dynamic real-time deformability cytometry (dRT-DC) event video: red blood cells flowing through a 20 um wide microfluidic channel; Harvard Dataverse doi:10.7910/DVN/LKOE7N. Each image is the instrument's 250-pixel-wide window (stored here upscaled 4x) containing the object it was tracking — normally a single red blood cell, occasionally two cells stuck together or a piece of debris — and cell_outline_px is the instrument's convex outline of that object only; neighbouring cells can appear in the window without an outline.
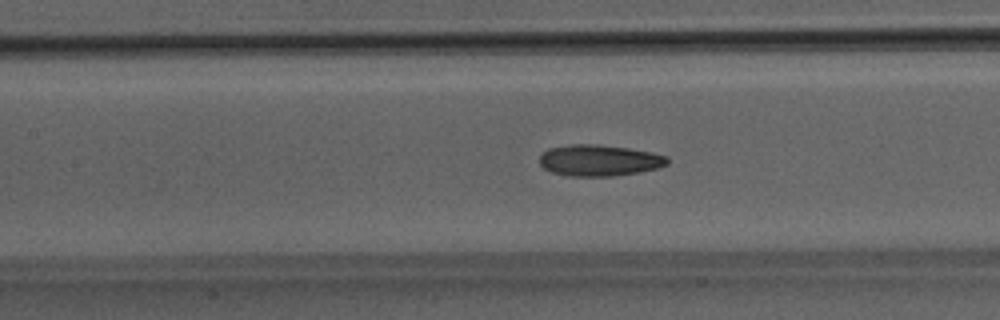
{"species": "Egyptian fruit bat (a non-hibernating species)", "species_latin": "Rousettus aegyptiacus", "temperature_condition": "room temperature", "stored_images_in_passage": 37, "camera_frame_rate_fps": 3000, "um_per_image_px": 0.085, "animal": {"sex": "male"}, "frame": {"image": 1, "passage_image": 10, "time_ms": 3.0, "image_size_px": [1000, 320], "cell_outline_px": [[668, 164], [660, 168], [640, 172], [612, 176], [568, 176], [552, 172], [544, 168], [540, 164], [540, 156], [548, 148], [572, 144], [596, 144], [628, 148], [652, 152], [668, 156]], "centroid_in_image_um": [50.96, 13.63], "position_along_channel_um": 156.4, "area_um2": 23.41}}
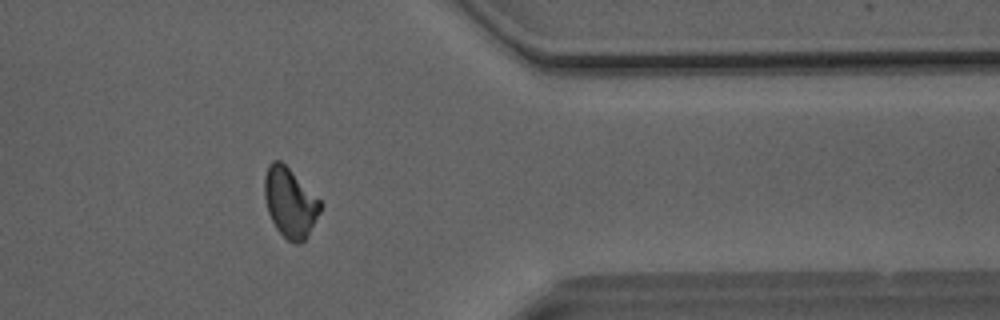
{"frame": {"image": 2, "passage_image": 28, "time_ms": 9.0, "image_size_px": [1000, 320], "cell_outline_px": [[324, 204], [320, 212], [304, 240], [300, 244], [296, 244], [288, 240], [276, 228], [268, 212], [264, 196], [264, 176], [268, 164], [272, 160], [280, 160]], "centroid_in_image_um": [24.63, 17.21], "position_along_channel_um": 386.8, "area_um2": 22.37}}
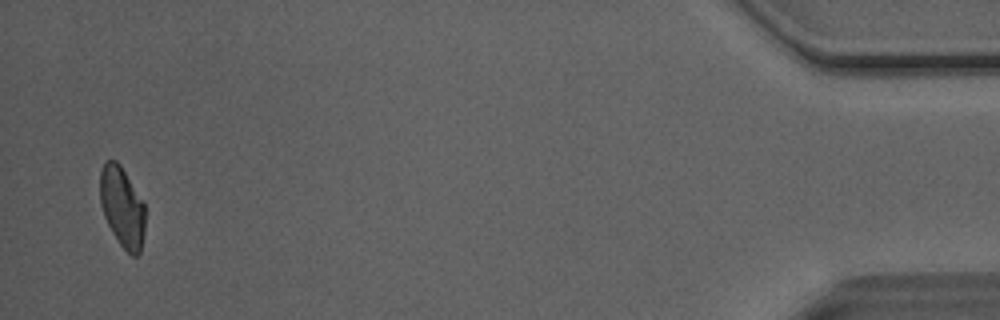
{"frame": {"image": 3, "passage_image": 36, "time_ms": 11.667, "image_size_px": [1000, 320], "cell_outline_px": [[144, 232], [140, 252], [136, 256], [132, 256], [120, 244], [112, 232], [104, 216], [100, 204], [100, 172], [104, 160], [116, 160], [120, 164], [144, 204]], "centroid_in_image_um": [10.36, 17.58], "position_along_channel_um": 424.8, "area_um2": 20.92}, "authors_computed_cell_mechanics": {"area_um2": 22.542, "velocity_mm_per_s": 4.0891, "shape_relaxation_time_tau1_ms": 10.5516, "shape_relaxation_time_tau2_ms": 4.4934, "deformation_change_tau1": 0.2332, "deformation_change_tau2": 0.1036}}